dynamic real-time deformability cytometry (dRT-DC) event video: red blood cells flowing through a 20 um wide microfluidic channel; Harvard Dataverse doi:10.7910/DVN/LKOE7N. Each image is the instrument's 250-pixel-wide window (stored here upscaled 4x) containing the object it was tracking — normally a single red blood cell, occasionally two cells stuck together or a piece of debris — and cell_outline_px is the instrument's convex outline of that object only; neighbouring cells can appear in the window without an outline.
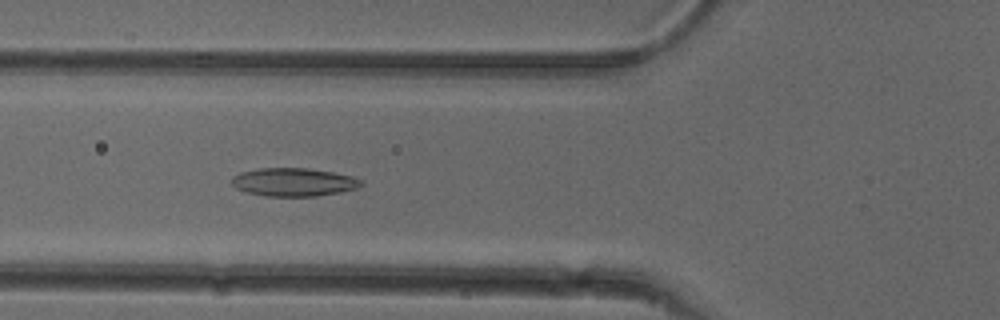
{"species": "common noctule bat (a hibernating species)", "species_latin": "Nyctalus noctula", "temperature_condition": "cold", "stored_images_in_passage": 51, "camera_frame_rate_fps": 3000, "um_per_image_px": 0.085, "animal": {"sex": "female"}, "frame": {"image": 1, "passage_image": 18, "time_ms": 5.667, "image_size_px": [1000, 320], "cell_outline_px": [[364, 184], [360, 188], [340, 192], [316, 196], [264, 196], [248, 192], [236, 188], [232, 184], [232, 176], [240, 172], [260, 168], [304, 168], [332, 172], [352, 176], [364, 180]], "centroid_in_image_um": [25.0, 15.48], "position_along_channel_um": 100.8, "area_um2": 21.39}}
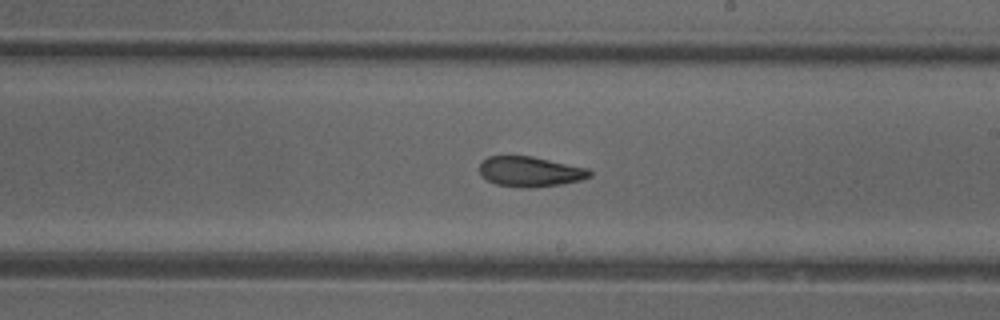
{"frame": {"image": 2, "passage_image": 29, "time_ms": 9.333, "image_size_px": [1000, 320], "cell_outline_px": [[592, 176], [580, 180], [560, 184], [532, 188], [520, 188], [496, 184], [480, 176], [480, 160], [488, 156], [532, 156], [588, 168], [592, 172]], "centroid_in_image_um": [45.04, 14.59], "position_along_channel_um": 244.0, "area_um2": 19.54}}
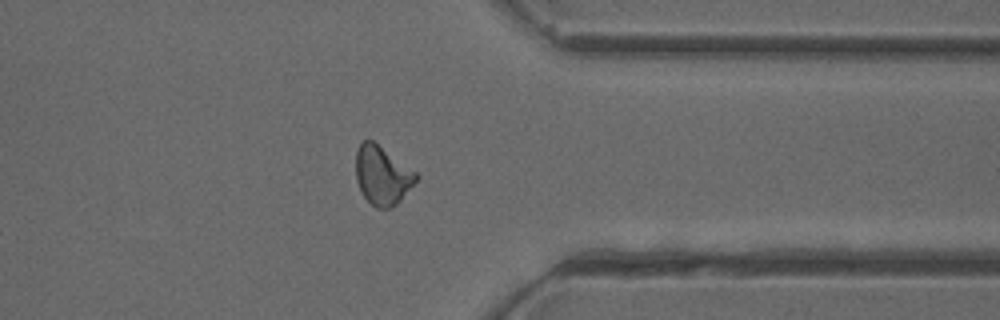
{"frame": {"image": 3, "passage_image": 40, "time_ms": 13.0, "image_size_px": [1000, 320], "cell_outline_px": [[420, 176], [400, 200], [396, 204], [388, 208], [376, 208], [364, 196], [356, 180], [356, 152], [360, 144], [364, 140], [372, 140], [416, 172]], "centroid_in_image_um": [32.49, 14.9], "position_along_channel_um": 378.9, "area_um2": 20.23}, "authors_computed_cell_mechanics": {"area_um2": 20.3456, "velocity_mm_per_s": 3.8874, "shape_relaxation_time_tau1_ms": null, "shape_relaxation_time_tau2_ms": 3.5394, "deformation_change_tau1": null, "deformation_change_tau2": 0.0974}}